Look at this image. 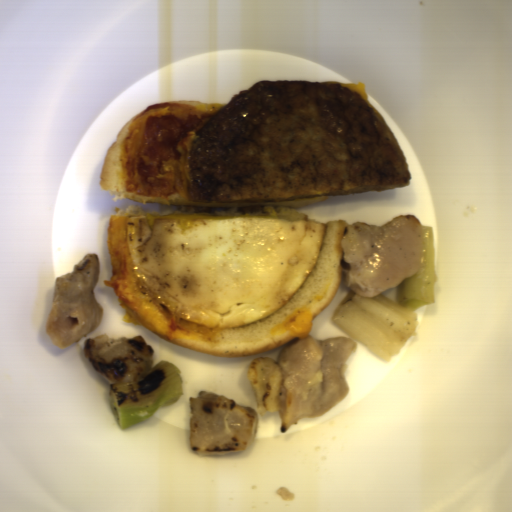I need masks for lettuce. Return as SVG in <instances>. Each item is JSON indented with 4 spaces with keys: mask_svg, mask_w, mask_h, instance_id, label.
<instances>
[{
    "mask_svg": "<svg viewBox=\"0 0 512 512\" xmlns=\"http://www.w3.org/2000/svg\"><path fill=\"white\" fill-rule=\"evenodd\" d=\"M213 115L192 105L149 104L131 124L120 159L126 192L202 200L187 164L193 142Z\"/></svg>",
    "mask_w": 512,
    "mask_h": 512,
    "instance_id": "lettuce-1",
    "label": "lettuce"
}]
</instances>
